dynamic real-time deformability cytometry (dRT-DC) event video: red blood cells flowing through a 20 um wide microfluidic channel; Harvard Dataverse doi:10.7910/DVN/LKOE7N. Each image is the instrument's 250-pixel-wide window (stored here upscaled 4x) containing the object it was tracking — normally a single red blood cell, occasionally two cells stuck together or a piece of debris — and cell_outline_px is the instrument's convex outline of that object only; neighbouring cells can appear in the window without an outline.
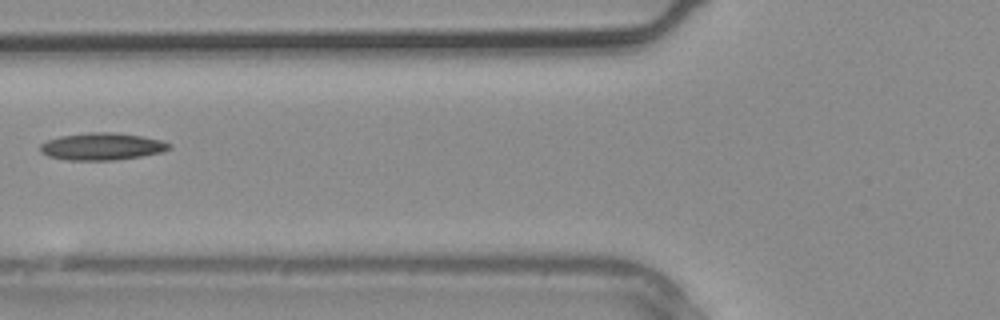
{"species": "common noctule bat (a hibernating species)", "species_latin": "Nyctalus noctula", "temperature_condition": "warm", "stored_images_in_passage": 4, "camera_frame_rate_fps": 3000, "um_per_image_px": 0.085, "animal": {"sex": "male", "body_mass_g": 20.4}, "frame": {"image": 1, "passage_image": 4, "time_ms": 1.0, "image_size_px": [1000, 320], "cell_outline_px": [[172, 148], [160, 152], [140, 156], [112, 160], [68, 160], [48, 156], [40, 152], [40, 144], [48, 140], [60, 136], [88, 132], [112, 132], [140, 136], [164, 140], [172, 144]], "centroid_in_image_um": [8.67, 12.44], "position_along_channel_um": 117.1, "area_um2": 20.4}}